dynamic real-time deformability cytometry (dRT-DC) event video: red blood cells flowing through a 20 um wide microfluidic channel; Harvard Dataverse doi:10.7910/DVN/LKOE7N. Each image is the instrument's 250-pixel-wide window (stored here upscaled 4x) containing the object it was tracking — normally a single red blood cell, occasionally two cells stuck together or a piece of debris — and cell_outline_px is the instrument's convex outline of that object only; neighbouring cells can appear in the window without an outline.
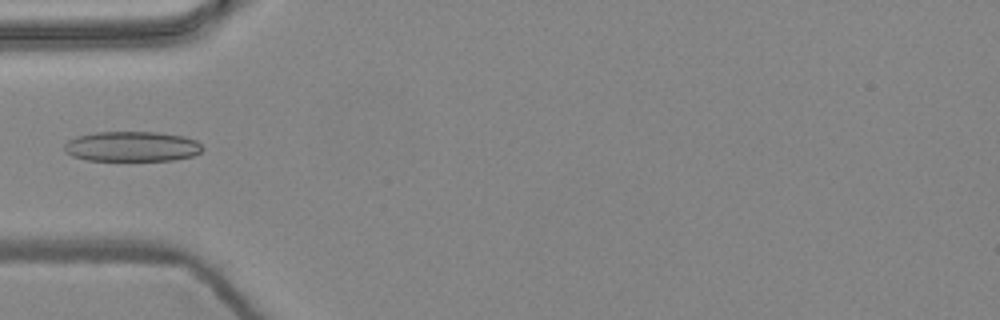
{"species": "common noctule bat (a hibernating species)", "species_latin": "Nyctalus noctula", "temperature_condition": "warm", "stored_images_in_passage": 7, "camera_frame_rate_fps": 3000, "um_per_image_px": 0.085, "animal": {"sex": "female", "body_mass_g": 24.6, "forearm_length_mm": 56.2}, "frame": {"image": 1, "passage_image": 5, "time_ms": 1.333, "image_size_px": [1000, 320], "cell_outline_px": [[204, 148], [200, 152], [192, 156], [172, 160], [88, 160], [72, 156], [64, 152], [64, 144], [68, 140], [76, 136], [96, 132], [156, 132], [184, 136], [196, 140]], "centroid_in_image_um": [11.19, 12.44], "position_along_channel_um": 73.8, "area_um2": 24.28}}
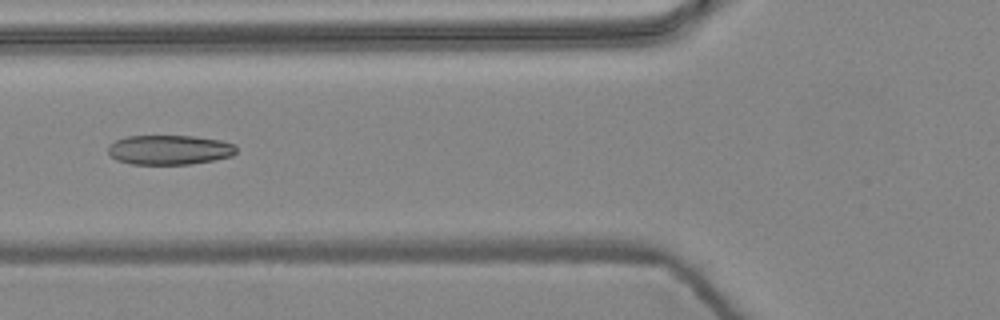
{"frame": {"image": 2, "passage_image": 6, "time_ms": 1.667, "image_size_px": [1000, 320], "cell_outline_px": [[236, 152], [232, 156], [192, 164], [132, 164], [116, 160], [108, 152], [108, 144], [116, 140], [128, 136], [192, 136], [220, 140], [236, 144]], "centroid_in_image_um": [14.4, 12.73], "position_along_channel_um": 111.4, "area_um2": 22.14}}
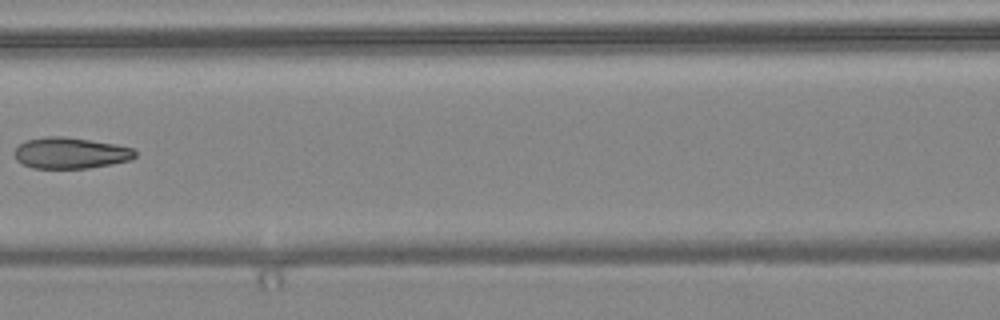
{"frame": {"image": 3, "passage_image": 7, "time_ms": 2.0, "image_size_px": [1000, 320], "cell_outline_px": [[136, 156], [132, 160], [112, 164], [88, 168], [32, 168], [20, 164], [16, 160], [16, 148], [24, 140], [48, 136], [64, 136], [116, 144], [132, 148], [136, 152]], "centroid_in_image_um": [6.0, 13.01], "position_along_channel_um": 160.6, "area_um2": 22.02}}